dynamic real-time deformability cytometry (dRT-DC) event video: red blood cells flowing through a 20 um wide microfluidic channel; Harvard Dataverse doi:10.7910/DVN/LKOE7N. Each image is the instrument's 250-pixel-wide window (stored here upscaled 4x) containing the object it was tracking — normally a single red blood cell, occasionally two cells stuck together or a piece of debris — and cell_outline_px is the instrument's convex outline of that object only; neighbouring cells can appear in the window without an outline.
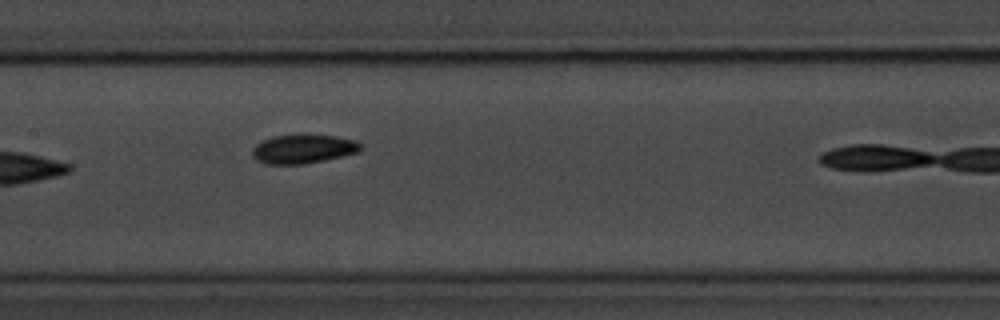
{"species": "common noctule bat (a hibernating species)", "species_latin": "Nyctalus noctula", "temperature_condition": "room temperature", "stored_images_in_passage": 9, "camera_frame_rate_fps": 3000, "um_per_image_px": 0.085, "animal": {"sex": "male", "body_mass_g": 20.1, "forearm_length_mm": 53.5}, "frame": {"image": 1, "passage_image": 8, "time_ms": 9.0, "image_size_px": [1000, 320], "cell_outline_px": [[360, 152], [324, 160], [304, 164], [264, 164], [256, 160], [252, 156], [252, 148], [260, 140], [272, 136], [336, 136], [356, 140], [360, 144]], "centroid_in_image_um": [25.72, 12.68], "position_along_channel_um": 181.7, "area_um2": 18.09}}